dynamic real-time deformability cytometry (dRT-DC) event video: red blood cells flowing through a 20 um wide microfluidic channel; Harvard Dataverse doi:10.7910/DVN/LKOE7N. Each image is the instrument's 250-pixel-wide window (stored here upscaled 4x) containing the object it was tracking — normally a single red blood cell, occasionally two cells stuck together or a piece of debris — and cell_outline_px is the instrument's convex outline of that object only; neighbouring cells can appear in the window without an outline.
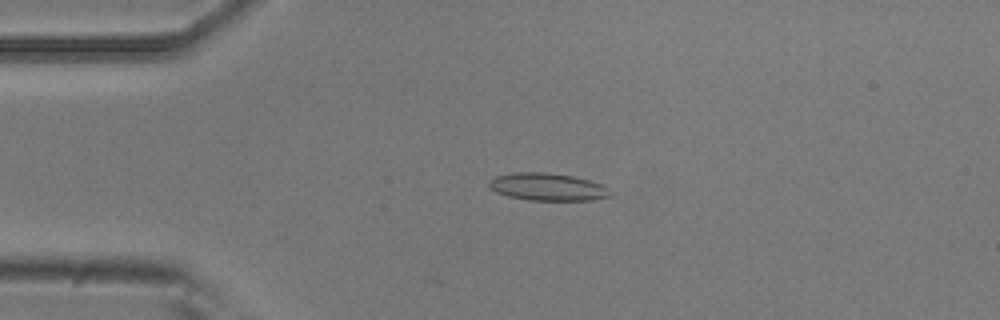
{"species": "common noctule bat (a hibernating species)", "species_latin": "Nyctalus noctula", "temperature_condition": "room temperature", "stored_images_in_passage": 8, "camera_frame_rate_fps": 3000, "um_per_image_px": 0.085, "animal": {"sex": "male", "body_mass_g": 20.5, "forearm_length_mm": 52.5}, "frame": {"image": 1, "passage_image": 4, "time_ms": 1.0, "image_size_px": [1000, 320], "cell_outline_px": [[612, 196], [592, 200], [528, 200], [508, 196], [496, 192], [488, 184], [488, 180], [496, 176], [512, 172], [544, 172], [572, 176], [604, 184], [612, 192]], "centroid_in_image_um": [46.56, 15.88], "position_along_channel_um": 38.4, "area_um2": 19.54}}
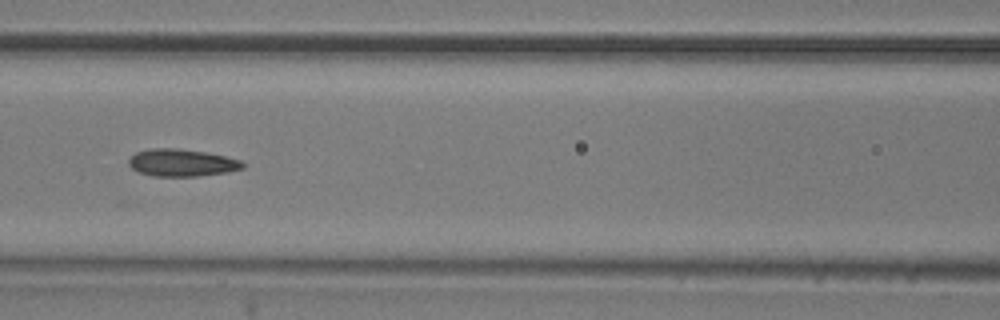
{"frame": {"image": 2, "passage_image": 7, "time_ms": 2.0, "image_size_px": [1000, 320], "cell_outline_px": [[244, 168], [228, 172], [196, 176], [152, 176], [140, 172], [132, 168], [128, 164], [128, 160], [136, 152], [152, 148], [180, 148], [204, 152], [224, 156], [240, 160], [244, 164]], "centroid_in_image_um": [15.44, 13.83], "position_along_channel_um": 151.2, "area_um2": 18.03}}
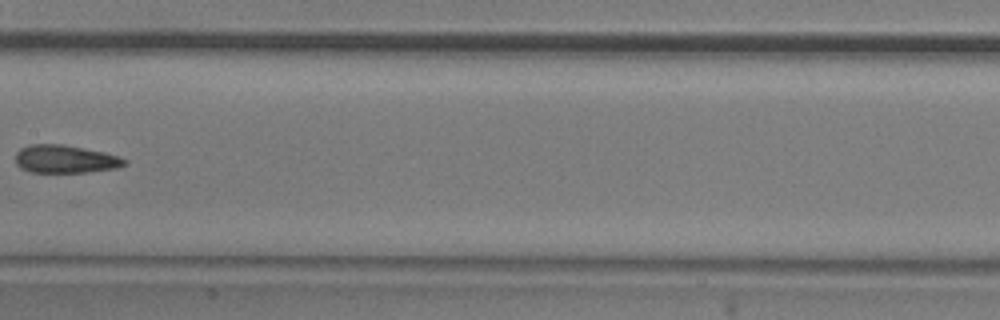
{"frame": {"image": 3, "passage_image": 8, "time_ms": 2.333, "image_size_px": [1000, 320], "cell_outline_px": [[128, 164], [116, 168], [84, 172], [32, 172], [20, 168], [16, 164], [16, 152], [20, 148], [32, 144], [64, 144], [104, 152], [128, 160]], "centroid_in_image_um": [5.53, 13.52], "position_along_channel_um": 201.9, "area_um2": 17.74}}